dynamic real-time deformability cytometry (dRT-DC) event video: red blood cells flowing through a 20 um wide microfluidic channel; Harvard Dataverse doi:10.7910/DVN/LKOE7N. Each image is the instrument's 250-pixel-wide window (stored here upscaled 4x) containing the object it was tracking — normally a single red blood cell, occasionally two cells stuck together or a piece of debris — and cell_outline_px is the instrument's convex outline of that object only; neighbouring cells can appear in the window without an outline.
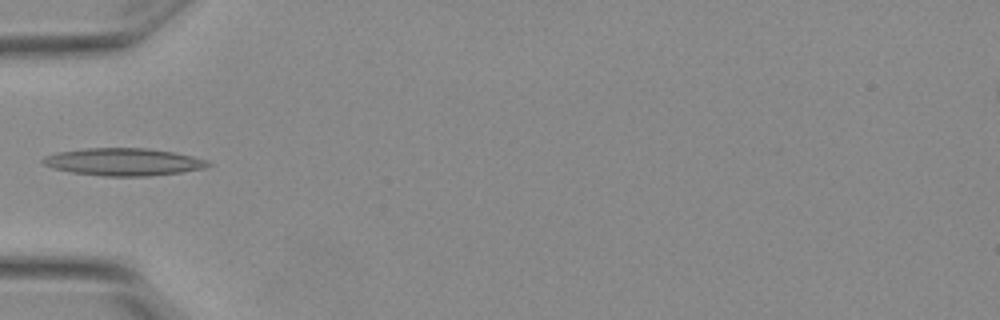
{"species": "Egyptian fruit bat (a non-hibernating species)", "species_latin": "Rousettus aegyptiacus", "temperature_condition": "warm", "stored_images_in_passage": 2, "camera_frame_rate_fps": 3000, "um_per_image_px": 0.085, "animal": {"sex": "female"}, "frame": {"image": 1, "passage_image": 2, "time_ms": 0.333, "image_size_px": [1000, 320], "cell_outline_px": [[212, 164], [204, 168], [180, 172], [148, 176], [104, 176], [72, 172], [52, 168], [44, 164], [40, 160], [44, 156], [56, 152], [84, 148], [148, 148], [176, 152], [192, 156], [204, 160]], "centroid_in_image_um": [10.45, 13.75], "position_along_channel_um": 74.5, "area_um2": 26.41}}